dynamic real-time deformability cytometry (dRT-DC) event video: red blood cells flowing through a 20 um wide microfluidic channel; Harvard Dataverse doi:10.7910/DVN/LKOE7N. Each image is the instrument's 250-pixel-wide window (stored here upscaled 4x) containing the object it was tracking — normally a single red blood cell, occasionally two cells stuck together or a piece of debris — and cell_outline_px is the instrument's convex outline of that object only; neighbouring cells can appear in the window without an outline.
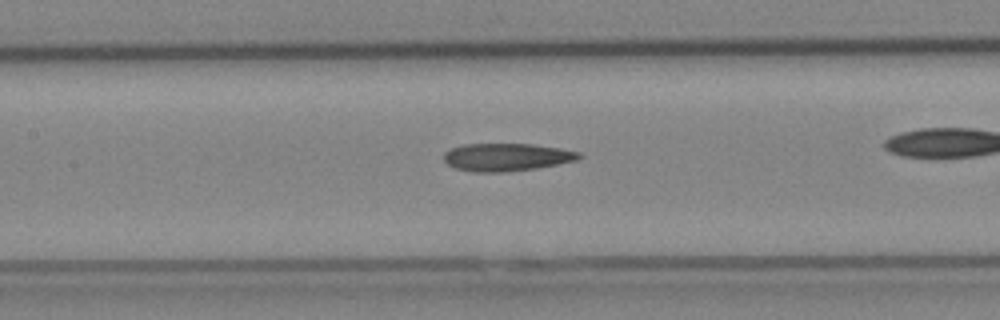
{"species": "Egyptian fruit bat (a non-hibernating species)", "species_latin": "Rousettus aegyptiacus", "temperature_condition": "cold", "stored_images_in_passage": 40, "camera_frame_rate_fps": 3000, "um_per_image_px": 0.085, "animal": {"sex": "female"}, "frame": {"image": 1, "passage_image": 23, "time_ms": 7.333, "image_size_px": [1000, 320], "cell_outline_px": [[584, 156], [576, 160], [536, 168], [504, 172], [476, 172], [456, 168], [448, 164], [444, 160], [444, 152], [460, 144], [532, 144], [560, 148], [580, 152]], "centroid_in_image_um": [43.06, 13.35], "position_along_channel_um": 164.3, "area_um2": 21.79}}